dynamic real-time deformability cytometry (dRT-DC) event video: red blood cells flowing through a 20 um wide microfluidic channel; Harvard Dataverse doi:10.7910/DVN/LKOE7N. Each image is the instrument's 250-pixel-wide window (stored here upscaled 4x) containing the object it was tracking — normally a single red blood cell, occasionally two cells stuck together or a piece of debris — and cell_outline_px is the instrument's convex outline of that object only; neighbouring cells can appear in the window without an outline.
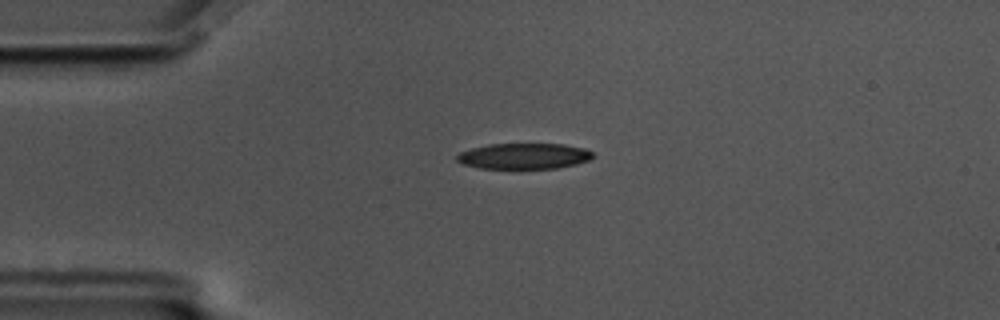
{"species": "common noctule bat (a hibernating species)", "species_latin": "Nyctalus noctula", "temperature_condition": "cold", "stored_images_in_passage": 50, "camera_frame_rate_fps": 3000, "um_per_image_px": 0.085, "animal": {"sex": "male", "body_mass_g": 17.5, "forearm_length_mm": 52.3}, "frame": {"image": 1, "passage_image": 6, "time_ms": 1.667, "image_size_px": [1000, 320], "cell_outline_px": [[596, 156], [588, 160], [576, 164], [556, 168], [480, 168], [464, 164], [456, 160], [456, 156], [460, 152], [472, 148], [488, 144], [564, 144], [584, 148], [592, 152]], "centroid_in_image_um": [44.55, 13.26], "position_along_channel_um": 40.4, "area_um2": 20.35}}
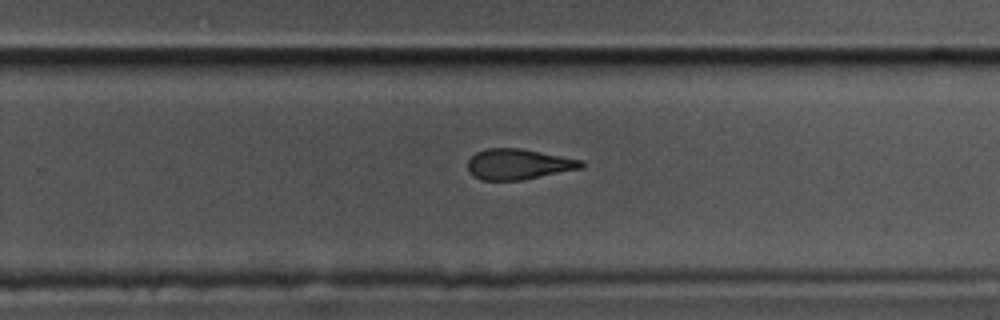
{"frame": {"image": 2, "passage_image": 29, "time_ms": 9.333, "image_size_px": [1000, 320], "cell_outline_px": [[584, 168], [520, 180], [480, 180], [468, 172], [468, 160], [476, 152], [488, 148], [520, 148], [584, 160]], "centroid_in_image_um": [44.08, 13.95], "position_along_channel_um": 285.7, "area_um2": 20.29}}
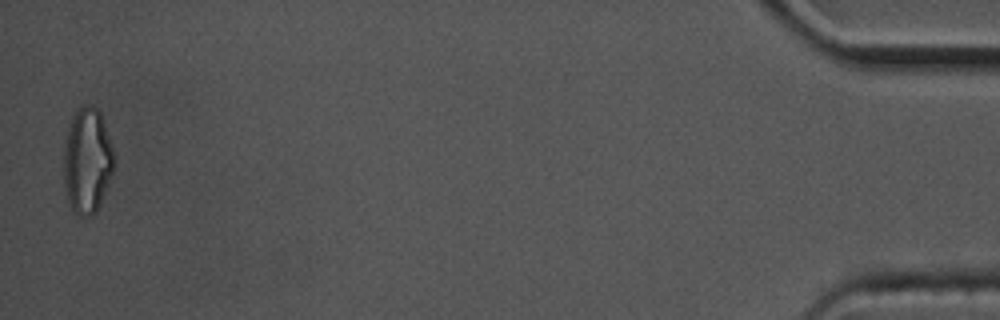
{"frame": {"image": 3, "passage_image": 49, "time_ms": 16.0, "image_size_px": [1000, 320], "cell_outline_px": [[112, 172], [108, 184], [100, 204], [96, 212], [92, 216], [80, 216], [68, 204], [64, 180], [64, 148], [68, 128], [72, 116], [80, 104], [88, 104], [96, 108], [100, 112], [112, 148]], "centroid_in_image_um": [7.38, 13.65], "position_along_channel_um": 427.8, "area_um2": 30.58}, "authors_computed_cell_mechanics": {"area_um2": 22.0218, "velocity_mm_per_s": 3.5263, "shape_relaxation_time_tau1_ms": 3.713, "shape_relaxation_time_tau2_ms": 2.0313, "deformation_change_tau1": 0.1638, "deformation_change_tau2": 0.1198}}